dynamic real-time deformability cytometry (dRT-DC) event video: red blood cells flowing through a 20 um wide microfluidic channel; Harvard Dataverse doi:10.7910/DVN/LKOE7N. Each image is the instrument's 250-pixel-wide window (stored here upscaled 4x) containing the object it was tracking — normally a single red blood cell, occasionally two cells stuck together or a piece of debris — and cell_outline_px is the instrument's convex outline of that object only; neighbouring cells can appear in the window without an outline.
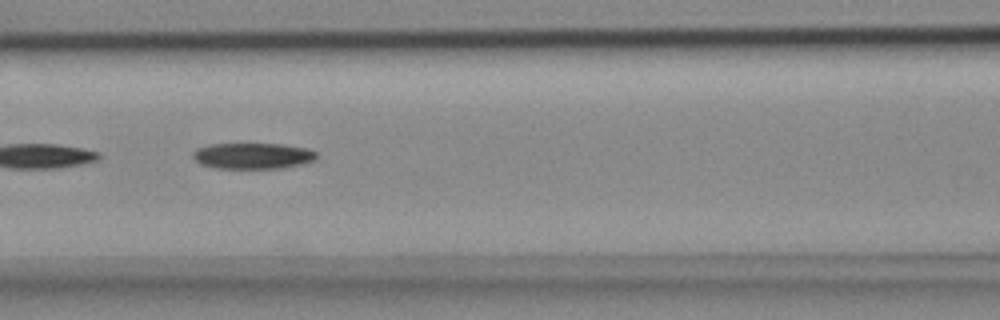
{"species": "common noctule bat (a hibernating species)", "species_latin": "Nyctalus noctula", "temperature_condition": "cold", "stored_images_in_passage": 5, "camera_frame_rate_fps": 3000, "um_per_image_px": 0.085, "animal": {"sex": "female", "body_mass_g": 18.4}, "frame": {"image": 1, "passage_image": 5, "time_ms": 1.333, "image_size_px": [1000, 320], "cell_outline_px": [[316, 160], [304, 164], [284, 168], [216, 168], [200, 164], [192, 156], [192, 152], [196, 148], [212, 144], [280, 144], [308, 148], [316, 152]], "centroid_in_image_um": [21.5, 13.25], "position_along_channel_um": 145.1, "area_um2": 18.84}}